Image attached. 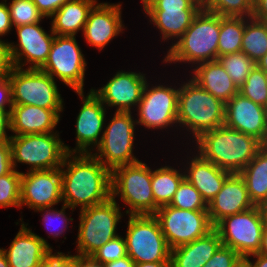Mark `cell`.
<instances>
[{"label": "cell", "mask_w": 267, "mask_h": 267, "mask_svg": "<svg viewBox=\"0 0 267 267\" xmlns=\"http://www.w3.org/2000/svg\"><path fill=\"white\" fill-rule=\"evenodd\" d=\"M39 267H75V255L56 252L51 250L41 261Z\"/></svg>", "instance_id": "42"}, {"label": "cell", "mask_w": 267, "mask_h": 267, "mask_svg": "<svg viewBox=\"0 0 267 267\" xmlns=\"http://www.w3.org/2000/svg\"><path fill=\"white\" fill-rule=\"evenodd\" d=\"M135 262L127 255L121 259L104 264V267H134Z\"/></svg>", "instance_id": "51"}, {"label": "cell", "mask_w": 267, "mask_h": 267, "mask_svg": "<svg viewBox=\"0 0 267 267\" xmlns=\"http://www.w3.org/2000/svg\"><path fill=\"white\" fill-rule=\"evenodd\" d=\"M136 124L131 112H115L104 128L97 152L92 154L110 171L140 161L133 155Z\"/></svg>", "instance_id": "10"}, {"label": "cell", "mask_w": 267, "mask_h": 267, "mask_svg": "<svg viewBox=\"0 0 267 267\" xmlns=\"http://www.w3.org/2000/svg\"><path fill=\"white\" fill-rule=\"evenodd\" d=\"M146 82L142 97L137 105L138 125L153 130L173 127L177 122L179 87L150 86ZM149 87V88H148ZM173 125V126H172Z\"/></svg>", "instance_id": "15"}, {"label": "cell", "mask_w": 267, "mask_h": 267, "mask_svg": "<svg viewBox=\"0 0 267 267\" xmlns=\"http://www.w3.org/2000/svg\"><path fill=\"white\" fill-rule=\"evenodd\" d=\"M62 111L32 105H12L10 131L15 135L53 133Z\"/></svg>", "instance_id": "24"}, {"label": "cell", "mask_w": 267, "mask_h": 267, "mask_svg": "<svg viewBox=\"0 0 267 267\" xmlns=\"http://www.w3.org/2000/svg\"><path fill=\"white\" fill-rule=\"evenodd\" d=\"M121 3H96L88 14L83 35L90 46L101 49L124 30Z\"/></svg>", "instance_id": "21"}, {"label": "cell", "mask_w": 267, "mask_h": 267, "mask_svg": "<svg viewBox=\"0 0 267 267\" xmlns=\"http://www.w3.org/2000/svg\"><path fill=\"white\" fill-rule=\"evenodd\" d=\"M134 267H170V262H146L135 264Z\"/></svg>", "instance_id": "54"}, {"label": "cell", "mask_w": 267, "mask_h": 267, "mask_svg": "<svg viewBox=\"0 0 267 267\" xmlns=\"http://www.w3.org/2000/svg\"><path fill=\"white\" fill-rule=\"evenodd\" d=\"M120 196L128 205V215H154L155 202L151 185V168L141 160L111 171V197Z\"/></svg>", "instance_id": "5"}, {"label": "cell", "mask_w": 267, "mask_h": 267, "mask_svg": "<svg viewBox=\"0 0 267 267\" xmlns=\"http://www.w3.org/2000/svg\"><path fill=\"white\" fill-rule=\"evenodd\" d=\"M221 246V238L213 229L204 237L172 248L170 267H203Z\"/></svg>", "instance_id": "26"}, {"label": "cell", "mask_w": 267, "mask_h": 267, "mask_svg": "<svg viewBox=\"0 0 267 267\" xmlns=\"http://www.w3.org/2000/svg\"><path fill=\"white\" fill-rule=\"evenodd\" d=\"M21 173L13 169L0 177V208L18 207L20 209Z\"/></svg>", "instance_id": "38"}, {"label": "cell", "mask_w": 267, "mask_h": 267, "mask_svg": "<svg viewBox=\"0 0 267 267\" xmlns=\"http://www.w3.org/2000/svg\"><path fill=\"white\" fill-rule=\"evenodd\" d=\"M267 74V53L256 63Z\"/></svg>", "instance_id": "55"}, {"label": "cell", "mask_w": 267, "mask_h": 267, "mask_svg": "<svg viewBox=\"0 0 267 267\" xmlns=\"http://www.w3.org/2000/svg\"><path fill=\"white\" fill-rule=\"evenodd\" d=\"M66 168V170H65ZM62 203L72 211L91 207L111 197V171L91 153H67L60 167Z\"/></svg>", "instance_id": "1"}, {"label": "cell", "mask_w": 267, "mask_h": 267, "mask_svg": "<svg viewBox=\"0 0 267 267\" xmlns=\"http://www.w3.org/2000/svg\"><path fill=\"white\" fill-rule=\"evenodd\" d=\"M266 226L260 206L224 217L215 226L222 245L234 249L242 258L258 253Z\"/></svg>", "instance_id": "9"}, {"label": "cell", "mask_w": 267, "mask_h": 267, "mask_svg": "<svg viewBox=\"0 0 267 267\" xmlns=\"http://www.w3.org/2000/svg\"><path fill=\"white\" fill-rule=\"evenodd\" d=\"M224 125L252 135L264 144L267 140V108L238 92L225 104Z\"/></svg>", "instance_id": "20"}, {"label": "cell", "mask_w": 267, "mask_h": 267, "mask_svg": "<svg viewBox=\"0 0 267 267\" xmlns=\"http://www.w3.org/2000/svg\"><path fill=\"white\" fill-rule=\"evenodd\" d=\"M12 28L7 0H3L0 2V36L2 37L10 33Z\"/></svg>", "instance_id": "47"}, {"label": "cell", "mask_w": 267, "mask_h": 267, "mask_svg": "<svg viewBox=\"0 0 267 267\" xmlns=\"http://www.w3.org/2000/svg\"><path fill=\"white\" fill-rule=\"evenodd\" d=\"M39 23L15 27L19 44L8 43L14 67L22 68L30 63L27 69H40L47 61L55 34L52 30L48 34Z\"/></svg>", "instance_id": "16"}, {"label": "cell", "mask_w": 267, "mask_h": 267, "mask_svg": "<svg viewBox=\"0 0 267 267\" xmlns=\"http://www.w3.org/2000/svg\"><path fill=\"white\" fill-rule=\"evenodd\" d=\"M97 0H71L64 3L50 18L55 35L75 36L84 30L88 14Z\"/></svg>", "instance_id": "28"}, {"label": "cell", "mask_w": 267, "mask_h": 267, "mask_svg": "<svg viewBox=\"0 0 267 267\" xmlns=\"http://www.w3.org/2000/svg\"><path fill=\"white\" fill-rule=\"evenodd\" d=\"M13 169L17 164L30 166L28 171L60 168L70 147L59 138L57 132L11 135L9 140Z\"/></svg>", "instance_id": "6"}, {"label": "cell", "mask_w": 267, "mask_h": 267, "mask_svg": "<svg viewBox=\"0 0 267 267\" xmlns=\"http://www.w3.org/2000/svg\"><path fill=\"white\" fill-rule=\"evenodd\" d=\"M241 52L257 63L267 53V23L245 18Z\"/></svg>", "instance_id": "31"}, {"label": "cell", "mask_w": 267, "mask_h": 267, "mask_svg": "<svg viewBox=\"0 0 267 267\" xmlns=\"http://www.w3.org/2000/svg\"><path fill=\"white\" fill-rule=\"evenodd\" d=\"M252 18L267 23V0H253Z\"/></svg>", "instance_id": "49"}, {"label": "cell", "mask_w": 267, "mask_h": 267, "mask_svg": "<svg viewBox=\"0 0 267 267\" xmlns=\"http://www.w3.org/2000/svg\"><path fill=\"white\" fill-rule=\"evenodd\" d=\"M185 178V173L171 166H161L156 170L151 169V185L155 202V213L162 207L169 205L178 186Z\"/></svg>", "instance_id": "30"}, {"label": "cell", "mask_w": 267, "mask_h": 267, "mask_svg": "<svg viewBox=\"0 0 267 267\" xmlns=\"http://www.w3.org/2000/svg\"><path fill=\"white\" fill-rule=\"evenodd\" d=\"M127 255L135 264L170 262L171 248L154 215H128Z\"/></svg>", "instance_id": "8"}, {"label": "cell", "mask_w": 267, "mask_h": 267, "mask_svg": "<svg viewBox=\"0 0 267 267\" xmlns=\"http://www.w3.org/2000/svg\"><path fill=\"white\" fill-rule=\"evenodd\" d=\"M8 106L9 110H11L13 102H12V87L9 80V77H1L0 78V110H7Z\"/></svg>", "instance_id": "45"}, {"label": "cell", "mask_w": 267, "mask_h": 267, "mask_svg": "<svg viewBox=\"0 0 267 267\" xmlns=\"http://www.w3.org/2000/svg\"><path fill=\"white\" fill-rule=\"evenodd\" d=\"M154 216L171 249L204 237L214 229L207 210H182L166 205Z\"/></svg>", "instance_id": "13"}, {"label": "cell", "mask_w": 267, "mask_h": 267, "mask_svg": "<svg viewBox=\"0 0 267 267\" xmlns=\"http://www.w3.org/2000/svg\"><path fill=\"white\" fill-rule=\"evenodd\" d=\"M235 267H250V265L247 263L245 259H243Z\"/></svg>", "instance_id": "58"}, {"label": "cell", "mask_w": 267, "mask_h": 267, "mask_svg": "<svg viewBox=\"0 0 267 267\" xmlns=\"http://www.w3.org/2000/svg\"><path fill=\"white\" fill-rule=\"evenodd\" d=\"M239 93L267 108V74L255 65L239 87Z\"/></svg>", "instance_id": "35"}, {"label": "cell", "mask_w": 267, "mask_h": 267, "mask_svg": "<svg viewBox=\"0 0 267 267\" xmlns=\"http://www.w3.org/2000/svg\"><path fill=\"white\" fill-rule=\"evenodd\" d=\"M13 170L11 147L9 142H0V177Z\"/></svg>", "instance_id": "44"}, {"label": "cell", "mask_w": 267, "mask_h": 267, "mask_svg": "<svg viewBox=\"0 0 267 267\" xmlns=\"http://www.w3.org/2000/svg\"><path fill=\"white\" fill-rule=\"evenodd\" d=\"M13 105L64 109L56 81L40 69L13 67L9 75Z\"/></svg>", "instance_id": "11"}, {"label": "cell", "mask_w": 267, "mask_h": 267, "mask_svg": "<svg viewBox=\"0 0 267 267\" xmlns=\"http://www.w3.org/2000/svg\"><path fill=\"white\" fill-rule=\"evenodd\" d=\"M195 141L205 160L231 173H240L264 146L254 136L226 125L203 132Z\"/></svg>", "instance_id": "2"}, {"label": "cell", "mask_w": 267, "mask_h": 267, "mask_svg": "<svg viewBox=\"0 0 267 267\" xmlns=\"http://www.w3.org/2000/svg\"><path fill=\"white\" fill-rule=\"evenodd\" d=\"M44 17H51L64 3L71 0H32Z\"/></svg>", "instance_id": "46"}, {"label": "cell", "mask_w": 267, "mask_h": 267, "mask_svg": "<svg viewBox=\"0 0 267 267\" xmlns=\"http://www.w3.org/2000/svg\"><path fill=\"white\" fill-rule=\"evenodd\" d=\"M116 199L80 210L76 250L78 256L90 257L105 243L118 236L116 230L122 213Z\"/></svg>", "instance_id": "7"}, {"label": "cell", "mask_w": 267, "mask_h": 267, "mask_svg": "<svg viewBox=\"0 0 267 267\" xmlns=\"http://www.w3.org/2000/svg\"><path fill=\"white\" fill-rule=\"evenodd\" d=\"M82 100V107L76 118V147L69 153H91L99 145L106 126V106L90 90L84 97V91L76 92ZM104 126V127H103ZM101 135V137H99ZM91 146V147H90ZM92 150H91V149Z\"/></svg>", "instance_id": "18"}, {"label": "cell", "mask_w": 267, "mask_h": 267, "mask_svg": "<svg viewBox=\"0 0 267 267\" xmlns=\"http://www.w3.org/2000/svg\"><path fill=\"white\" fill-rule=\"evenodd\" d=\"M258 254L263 255L264 257L267 258V225L263 230L261 248Z\"/></svg>", "instance_id": "53"}, {"label": "cell", "mask_w": 267, "mask_h": 267, "mask_svg": "<svg viewBox=\"0 0 267 267\" xmlns=\"http://www.w3.org/2000/svg\"><path fill=\"white\" fill-rule=\"evenodd\" d=\"M246 183L239 173H232L221 190L207 204L210 221L215 226L224 217L238 214L253 208Z\"/></svg>", "instance_id": "22"}, {"label": "cell", "mask_w": 267, "mask_h": 267, "mask_svg": "<svg viewBox=\"0 0 267 267\" xmlns=\"http://www.w3.org/2000/svg\"><path fill=\"white\" fill-rule=\"evenodd\" d=\"M243 259L234 249L222 245L203 267H235Z\"/></svg>", "instance_id": "41"}, {"label": "cell", "mask_w": 267, "mask_h": 267, "mask_svg": "<svg viewBox=\"0 0 267 267\" xmlns=\"http://www.w3.org/2000/svg\"><path fill=\"white\" fill-rule=\"evenodd\" d=\"M0 267H10L6 255L0 249Z\"/></svg>", "instance_id": "56"}, {"label": "cell", "mask_w": 267, "mask_h": 267, "mask_svg": "<svg viewBox=\"0 0 267 267\" xmlns=\"http://www.w3.org/2000/svg\"><path fill=\"white\" fill-rule=\"evenodd\" d=\"M217 60L238 88L245 82L250 71L256 65L244 52L221 55Z\"/></svg>", "instance_id": "34"}, {"label": "cell", "mask_w": 267, "mask_h": 267, "mask_svg": "<svg viewBox=\"0 0 267 267\" xmlns=\"http://www.w3.org/2000/svg\"><path fill=\"white\" fill-rule=\"evenodd\" d=\"M244 179L249 197L255 206L267 201V148L263 146L239 173Z\"/></svg>", "instance_id": "29"}, {"label": "cell", "mask_w": 267, "mask_h": 267, "mask_svg": "<svg viewBox=\"0 0 267 267\" xmlns=\"http://www.w3.org/2000/svg\"><path fill=\"white\" fill-rule=\"evenodd\" d=\"M260 207L264 216V221L267 225V201H265Z\"/></svg>", "instance_id": "57"}, {"label": "cell", "mask_w": 267, "mask_h": 267, "mask_svg": "<svg viewBox=\"0 0 267 267\" xmlns=\"http://www.w3.org/2000/svg\"><path fill=\"white\" fill-rule=\"evenodd\" d=\"M125 256H127L126 241L124 237L118 235L109 242L105 243L90 257L94 261L104 265Z\"/></svg>", "instance_id": "39"}, {"label": "cell", "mask_w": 267, "mask_h": 267, "mask_svg": "<svg viewBox=\"0 0 267 267\" xmlns=\"http://www.w3.org/2000/svg\"><path fill=\"white\" fill-rule=\"evenodd\" d=\"M245 17H222L218 41V57L241 52Z\"/></svg>", "instance_id": "32"}, {"label": "cell", "mask_w": 267, "mask_h": 267, "mask_svg": "<svg viewBox=\"0 0 267 267\" xmlns=\"http://www.w3.org/2000/svg\"><path fill=\"white\" fill-rule=\"evenodd\" d=\"M169 205L182 210H207L200 192L186 178L178 186Z\"/></svg>", "instance_id": "36"}, {"label": "cell", "mask_w": 267, "mask_h": 267, "mask_svg": "<svg viewBox=\"0 0 267 267\" xmlns=\"http://www.w3.org/2000/svg\"><path fill=\"white\" fill-rule=\"evenodd\" d=\"M192 73L193 81L225 104L239 92L238 86L218 60L195 65Z\"/></svg>", "instance_id": "27"}, {"label": "cell", "mask_w": 267, "mask_h": 267, "mask_svg": "<svg viewBox=\"0 0 267 267\" xmlns=\"http://www.w3.org/2000/svg\"><path fill=\"white\" fill-rule=\"evenodd\" d=\"M75 267H104V265L94 261L91 257L75 255Z\"/></svg>", "instance_id": "50"}, {"label": "cell", "mask_w": 267, "mask_h": 267, "mask_svg": "<svg viewBox=\"0 0 267 267\" xmlns=\"http://www.w3.org/2000/svg\"><path fill=\"white\" fill-rule=\"evenodd\" d=\"M198 154V155H197ZM189 159L185 178L200 192L206 204L221 190L225 180L232 174L221 169L211 161L205 160L199 153Z\"/></svg>", "instance_id": "25"}, {"label": "cell", "mask_w": 267, "mask_h": 267, "mask_svg": "<svg viewBox=\"0 0 267 267\" xmlns=\"http://www.w3.org/2000/svg\"><path fill=\"white\" fill-rule=\"evenodd\" d=\"M205 10L222 17L251 18L253 14V0H201Z\"/></svg>", "instance_id": "33"}, {"label": "cell", "mask_w": 267, "mask_h": 267, "mask_svg": "<svg viewBox=\"0 0 267 267\" xmlns=\"http://www.w3.org/2000/svg\"><path fill=\"white\" fill-rule=\"evenodd\" d=\"M7 5L12 26L34 24L45 18L32 0H12Z\"/></svg>", "instance_id": "37"}, {"label": "cell", "mask_w": 267, "mask_h": 267, "mask_svg": "<svg viewBox=\"0 0 267 267\" xmlns=\"http://www.w3.org/2000/svg\"><path fill=\"white\" fill-rule=\"evenodd\" d=\"M224 113L225 103L191 78L179 87L177 122L190 130L195 140L203 132L224 125Z\"/></svg>", "instance_id": "4"}, {"label": "cell", "mask_w": 267, "mask_h": 267, "mask_svg": "<svg viewBox=\"0 0 267 267\" xmlns=\"http://www.w3.org/2000/svg\"><path fill=\"white\" fill-rule=\"evenodd\" d=\"M145 75L121 70L106 85L97 90L92 88L91 91L106 107H116V112H131L132 107L141 100L147 82Z\"/></svg>", "instance_id": "19"}, {"label": "cell", "mask_w": 267, "mask_h": 267, "mask_svg": "<svg viewBox=\"0 0 267 267\" xmlns=\"http://www.w3.org/2000/svg\"><path fill=\"white\" fill-rule=\"evenodd\" d=\"M28 224L21 223V228L9 249H2L10 267H39L44 257L52 250L45 238L36 235Z\"/></svg>", "instance_id": "23"}, {"label": "cell", "mask_w": 267, "mask_h": 267, "mask_svg": "<svg viewBox=\"0 0 267 267\" xmlns=\"http://www.w3.org/2000/svg\"><path fill=\"white\" fill-rule=\"evenodd\" d=\"M86 66L76 36L55 35L47 61L40 70L49 74L54 80L59 78L74 92H81L84 91Z\"/></svg>", "instance_id": "12"}, {"label": "cell", "mask_w": 267, "mask_h": 267, "mask_svg": "<svg viewBox=\"0 0 267 267\" xmlns=\"http://www.w3.org/2000/svg\"><path fill=\"white\" fill-rule=\"evenodd\" d=\"M10 112L9 109L0 110V142H9L11 138L6 132V130H11Z\"/></svg>", "instance_id": "48"}, {"label": "cell", "mask_w": 267, "mask_h": 267, "mask_svg": "<svg viewBox=\"0 0 267 267\" xmlns=\"http://www.w3.org/2000/svg\"><path fill=\"white\" fill-rule=\"evenodd\" d=\"M62 201L60 168L21 173L20 208L53 207Z\"/></svg>", "instance_id": "17"}, {"label": "cell", "mask_w": 267, "mask_h": 267, "mask_svg": "<svg viewBox=\"0 0 267 267\" xmlns=\"http://www.w3.org/2000/svg\"><path fill=\"white\" fill-rule=\"evenodd\" d=\"M252 256L255 257L254 261L249 260ZM244 259L247 261L250 267H267V258L258 253L248 255Z\"/></svg>", "instance_id": "52"}, {"label": "cell", "mask_w": 267, "mask_h": 267, "mask_svg": "<svg viewBox=\"0 0 267 267\" xmlns=\"http://www.w3.org/2000/svg\"><path fill=\"white\" fill-rule=\"evenodd\" d=\"M69 208L67 205L63 204L62 208L60 210H55L53 207H45V208H38L35 210V212H45L43 213V221L45 223V226L47 228V231H50L49 234L53 235L52 237L56 238L62 234H64V231L68 228L69 221L72 222L73 218L67 217L65 213V209ZM59 221L62 228H58V230L51 228L52 223L54 221ZM48 225V226H47ZM57 231V232H56Z\"/></svg>", "instance_id": "40"}, {"label": "cell", "mask_w": 267, "mask_h": 267, "mask_svg": "<svg viewBox=\"0 0 267 267\" xmlns=\"http://www.w3.org/2000/svg\"><path fill=\"white\" fill-rule=\"evenodd\" d=\"M8 43L0 39V78L9 77L14 67Z\"/></svg>", "instance_id": "43"}, {"label": "cell", "mask_w": 267, "mask_h": 267, "mask_svg": "<svg viewBox=\"0 0 267 267\" xmlns=\"http://www.w3.org/2000/svg\"><path fill=\"white\" fill-rule=\"evenodd\" d=\"M263 145L267 148V140H266V142Z\"/></svg>", "instance_id": "59"}, {"label": "cell", "mask_w": 267, "mask_h": 267, "mask_svg": "<svg viewBox=\"0 0 267 267\" xmlns=\"http://www.w3.org/2000/svg\"><path fill=\"white\" fill-rule=\"evenodd\" d=\"M145 14L159 31L162 40H174L184 34L203 8L201 0H141Z\"/></svg>", "instance_id": "14"}, {"label": "cell", "mask_w": 267, "mask_h": 267, "mask_svg": "<svg viewBox=\"0 0 267 267\" xmlns=\"http://www.w3.org/2000/svg\"><path fill=\"white\" fill-rule=\"evenodd\" d=\"M221 16L202 8L178 41L174 40L165 63L201 64L218 59Z\"/></svg>", "instance_id": "3"}]
</instances>
